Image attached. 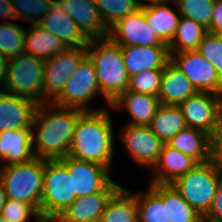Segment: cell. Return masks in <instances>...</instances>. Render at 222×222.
<instances>
[{"instance_id": "obj_11", "label": "cell", "mask_w": 222, "mask_h": 222, "mask_svg": "<svg viewBox=\"0 0 222 222\" xmlns=\"http://www.w3.org/2000/svg\"><path fill=\"white\" fill-rule=\"evenodd\" d=\"M170 61L190 80L199 92H211L222 97V80L215 67L197 50L170 53Z\"/></svg>"}, {"instance_id": "obj_1", "label": "cell", "mask_w": 222, "mask_h": 222, "mask_svg": "<svg viewBox=\"0 0 222 222\" xmlns=\"http://www.w3.org/2000/svg\"><path fill=\"white\" fill-rule=\"evenodd\" d=\"M82 112L77 108L61 107L53 103L38 105L32 123L35 157L56 160L68 156L75 125Z\"/></svg>"}, {"instance_id": "obj_3", "label": "cell", "mask_w": 222, "mask_h": 222, "mask_svg": "<svg viewBox=\"0 0 222 222\" xmlns=\"http://www.w3.org/2000/svg\"><path fill=\"white\" fill-rule=\"evenodd\" d=\"M86 48L95 67L100 95L110 107L129 88L121 46L107 36L90 39Z\"/></svg>"}, {"instance_id": "obj_44", "label": "cell", "mask_w": 222, "mask_h": 222, "mask_svg": "<svg viewBox=\"0 0 222 222\" xmlns=\"http://www.w3.org/2000/svg\"><path fill=\"white\" fill-rule=\"evenodd\" d=\"M144 1L146 3H144ZM173 0H138L140 7H145L148 5H153V4H164V3H171Z\"/></svg>"}, {"instance_id": "obj_31", "label": "cell", "mask_w": 222, "mask_h": 222, "mask_svg": "<svg viewBox=\"0 0 222 222\" xmlns=\"http://www.w3.org/2000/svg\"><path fill=\"white\" fill-rule=\"evenodd\" d=\"M163 205H166L167 222H203L171 184H163Z\"/></svg>"}, {"instance_id": "obj_20", "label": "cell", "mask_w": 222, "mask_h": 222, "mask_svg": "<svg viewBox=\"0 0 222 222\" xmlns=\"http://www.w3.org/2000/svg\"><path fill=\"white\" fill-rule=\"evenodd\" d=\"M129 77L148 69H164L170 62L168 46H121Z\"/></svg>"}, {"instance_id": "obj_5", "label": "cell", "mask_w": 222, "mask_h": 222, "mask_svg": "<svg viewBox=\"0 0 222 222\" xmlns=\"http://www.w3.org/2000/svg\"><path fill=\"white\" fill-rule=\"evenodd\" d=\"M45 159L34 157L25 163L0 165V179L6 198L34 206L40 213Z\"/></svg>"}, {"instance_id": "obj_28", "label": "cell", "mask_w": 222, "mask_h": 222, "mask_svg": "<svg viewBox=\"0 0 222 222\" xmlns=\"http://www.w3.org/2000/svg\"><path fill=\"white\" fill-rule=\"evenodd\" d=\"M28 30L25 33V53L45 60L67 48L59 38L37 24H31Z\"/></svg>"}, {"instance_id": "obj_33", "label": "cell", "mask_w": 222, "mask_h": 222, "mask_svg": "<svg viewBox=\"0 0 222 222\" xmlns=\"http://www.w3.org/2000/svg\"><path fill=\"white\" fill-rule=\"evenodd\" d=\"M95 4L108 29L141 8L138 0H95Z\"/></svg>"}, {"instance_id": "obj_30", "label": "cell", "mask_w": 222, "mask_h": 222, "mask_svg": "<svg viewBox=\"0 0 222 222\" xmlns=\"http://www.w3.org/2000/svg\"><path fill=\"white\" fill-rule=\"evenodd\" d=\"M208 33L207 28L194 20L181 17L168 45L170 53H178L186 50H197L203 37Z\"/></svg>"}, {"instance_id": "obj_37", "label": "cell", "mask_w": 222, "mask_h": 222, "mask_svg": "<svg viewBox=\"0 0 222 222\" xmlns=\"http://www.w3.org/2000/svg\"><path fill=\"white\" fill-rule=\"evenodd\" d=\"M197 51L213 64L222 80V34L208 32L201 40Z\"/></svg>"}, {"instance_id": "obj_40", "label": "cell", "mask_w": 222, "mask_h": 222, "mask_svg": "<svg viewBox=\"0 0 222 222\" xmlns=\"http://www.w3.org/2000/svg\"><path fill=\"white\" fill-rule=\"evenodd\" d=\"M209 33L222 34V0H215Z\"/></svg>"}, {"instance_id": "obj_32", "label": "cell", "mask_w": 222, "mask_h": 222, "mask_svg": "<svg viewBox=\"0 0 222 222\" xmlns=\"http://www.w3.org/2000/svg\"><path fill=\"white\" fill-rule=\"evenodd\" d=\"M26 30L14 22L0 23V53L12 58L25 52Z\"/></svg>"}, {"instance_id": "obj_13", "label": "cell", "mask_w": 222, "mask_h": 222, "mask_svg": "<svg viewBox=\"0 0 222 222\" xmlns=\"http://www.w3.org/2000/svg\"><path fill=\"white\" fill-rule=\"evenodd\" d=\"M72 175V194L76 198L103 191L113 180L107 166L70 156L59 159Z\"/></svg>"}, {"instance_id": "obj_6", "label": "cell", "mask_w": 222, "mask_h": 222, "mask_svg": "<svg viewBox=\"0 0 222 222\" xmlns=\"http://www.w3.org/2000/svg\"><path fill=\"white\" fill-rule=\"evenodd\" d=\"M44 59L22 53L8 59L2 91L43 103Z\"/></svg>"}, {"instance_id": "obj_7", "label": "cell", "mask_w": 222, "mask_h": 222, "mask_svg": "<svg viewBox=\"0 0 222 222\" xmlns=\"http://www.w3.org/2000/svg\"><path fill=\"white\" fill-rule=\"evenodd\" d=\"M187 127L208 134L222 148V97L197 92L178 104Z\"/></svg>"}, {"instance_id": "obj_17", "label": "cell", "mask_w": 222, "mask_h": 222, "mask_svg": "<svg viewBox=\"0 0 222 222\" xmlns=\"http://www.w3.org/2000/svg\"><path fill=\"white\" fill-rule=\"evenodd\" d=\"M38 104L0 89V131L32 128Z\"/></svg>"}, {"instance_id": "obj_15", "label": "cell", "mask_w": 222, "mask_h": 222, "mask_svg": "<svg viewBox=\"0 0 222 222\" xmlns=\"http://www.w3.org/2000/svg\"><path fill=\"white\" fill-rule=\"evenodd\" d=\"M90 40L108 36L109 29L103 22L95 0H55Z\"/></svg>"}, {"instance_id": "obj_18", "label": "cell", "mask_w": 222, "mask_h": 222, "mask_svg": "<svg viewBox=\"0 0 222 222\" xmlns=\"http://www.w3.org/2000/svg\"><path fill=\"white\" fill-rule=\"evenodd\" d=\"M37 25L59 38L67 48L86 47L89 43V39L56 2Z\"/></svg>"}, {"instance_id": "obj_43", "label": "cell", "mask_w": 222, "mask_h": 222, "mask_svg": "<svg viewBox=\"0 0 222 222\" xmlns=\"http://www.w3.org/2000/svg\"><path fill=\"white\" fill-rule=\"evenodd\" d=\"M35 222H64L60 216H47L40 214L36 217Z\"/></svg>"}, {"instance_id": "obj_2", "label": "cell", "mask_w": 222, "mask_h": 222, "mask_svg": "<svg viewBox=\"0 0 222 222\" xmlns=\"http://www.w3.org/2000/svg\"><path fill=\"white\" fill-rule=\"evenodd\" d=\"M109 109L83 111L75 125L68 156L107 166L111 170L114 132Z\"/></svg>"}, {"instance_id": "obj_35", "label": "cell", "mask_w": 222, "mask_h": 222, "mask_svg": "<svg viewBox=\"0 0 222 222\" xmlns=\"http://www.w3.org/2000/svg\"><path fill=\"white\" fill-rule=\"evenodd\" d=\"M11 2L18 20L37 24L50 10L55 0H11Z\"/></svg>"}, {"instance_id": "obj_25", "label": "cell", "mask_w": 222, "mask_h": 222, "mask_svg": "<svg viewBox=\"0 0 222 222\" xmlns=\"http://www.w3.org/2000/svg\"><path fill=\"white\" fill-rule=\"evenodd\" d=\"M170 3L153 4L144 7L146 21L157 37L169 45L175 35L181 15L174 11Z\"/></svg>"}, {"instance_id": "obj_4", "label": "cell", "mask_w": 222, "mask_h": 222, "mask_svg": "<svg viewBox=\"0 0 222 222\" xmlns=\"http://www.w3.org/2000/svg\"><path fill=\"white\" fill-rule=\"evenodd\" d=\"M222 181V149L209 161L196 164L171 185L203 218Z\"/></svg>"}, {"instance_id": "obj_26", "label": "cell", "mask_w": 222, "mask_h": 222, "mask_svg": "<svg viewBox=\"0 0 222 222\" xmlns=\"http://www.w3.org/2000/svg\"><path fill=\"white\" fill-rule=\"evenodd\" d=\"M99 222H139L136 193L121 186L109 199Z\"/></svg>"}, {"instance_id": "obj_34", "label": "cell", "mask_w": 222, "mask_h": 222, "mask_svg": "<svg viewBox=\"0 0 222 222\" xmlns=\"http://www.w3.org/2000/svg\"><path fill=\"white\" fill-rule=\"evenodd\" d=\"M215 0H173L171 3L185 17L210 28Z\"/></svg>"}, {"instance_id": "obj_45", "label": "cell", "mask_w": 222, "mask_h": 222, "mask_svg": "<svg viewBox=\"0 0 222 222\" xmlns=\"http://www.w3.org/2000/svg\"><path fill=\"white\" fill-rule=\"evenodd\" d=\"M6 200H7V198H6L4 186H3V183L0 179V214H1V211L4 207V205H5Z\"/></svg>"}, {"instance_id": "obj_16", "label": "cell", "mask_w": 222, "mask_h": 222, "mask_svg": "<svg viewBox=\"0 0 222 222\" xmlns=\"http://www.w3.org/2000/svg\"><path fill=\"white\" fill-rule=\"evenodd\" d=\"M120 187L112 181L103 191L76 198L61 219L64 222H99L109 199Z\"/></svg>"}, {"instance_id": "obj_39", "label": "cell", "mask_w": 222, "mask_h": 222, "mask_svg": "<svg viewBox=\"0 0 222 222\" xmlns=\"http://www.w3.org/2000/svg\"><path fill=\"white\" fill-rule=\"evenodd\" d=\"M203 222H222V181L216 189L212 205L203 217Z\"/></svg>"}, {"instance_id": "obj_12", "label": "cell", "mask_w": 222, "mask_h": 222, "mask_svg": "<svg viewBox=\"0 0 222 222\" xmlns=\"http://www.w3.org/2000/svg\"><path fill=\"white\" fill-rule=\"evenodd\" d=\"M119 133V139L133 161L142 167L154 168L164 143L150 127L126 124Z\"/></svg>"}, {"instance_id": "obj_19", "label": "cell", "mask_w": 222, "mask_h": 222, "mask_svg": "<svg viewBox=\"0 0 222 222\" xmlns=\"http://www.w3.org/2000/svg\"><path fill=\"white\" fill-rule=\"evenodd\" d=\"M167 144L198 163L209 161L222 149L208 134L192 127L182 129Z\"/></svg>"}, {"instance_id": "obj_8", "label": "cell", "mask_w": 222, "mask_h": 222, "mask_svg": "<svg viewBox=\"0 0 222 222\" xmlns=\"http://www.w3.org/2000/svg\"><path fill=\"white\" fill-rule=\"evenodd\" d=\"M75 200L67 167L59 159H45L40 214L61 216Z\"/></svg>"}, {"instance_id": "obj_21", "label": "cell", "mask_w": 222, "mask_h": 222, "mask_svg": "<svg viewBox=\"0 0 222 222\" xmlns=\"http://www.w3.org/2000/svg\"><path fill=\"white\" fill-rule=\"evenodd\" d=\"M35 157L32 148V128L0 131V160L5 165L25 163Z\"/></svg>"}, {"instance_id": "obj_23", "label": "cell", "mask_w": 222, "mask_h": 222, "mask_svg": "<svg viewBox=\"0 0 222 222\" xmlns=\"http://www.w3.org/2000/svg\"><path fill=\"white\" fill-rule=\"evenodd\" d=\"M160 104L158 96L127 90L113 101L110 107L114 110L127 109L132 118L128 124L149 126Z\"/></svg>"}, {"instance_id": "obj_9", "label": "cell", "mask_w": 222, "mask_h": 222, "mask_svg": "<svg viewBox=\"0 0 222 222\" xmlns=\"http://www.w3.org/2000/svg\"><path fill=\"white\" fill-rule=\"evenodd\" d=\"M100 94L96 71L91 58L86 55L79 63L76 71L65 84L61 95L53 104L61 107L77 108L83 111H96L87 104Z\"/></svg>"}, {"instance_id": "obj_41", "label": "cell", "mask_w": 222, "mask_h": 222, "mask_svg": "<svg viewBox=\"0 0 222 222\" xmlns=\"http://www.w3.org/2000/svg\"><path fill=\"white\" fill-rule=\"evenodd\" d=\"M2 17L10 22H12L11 19H17L11 0H0V19Z\"/></svg>"}, {"instance_id": "obj_10", "label": "cell", "mask_w": 222, "mask_h": 222, "mask_svg": "<svg viewBox=\"0 0 222 222\" xmlns=\"http://www.w3.org/2000/svg\"><path fill=\"white\" fill-rule=\"evenodd\" d=\"M86 55V47H68L44 60L43 103H53L61 95L66 82Z\"/></svg>"}, {"instance_id": "obj_36", "label": "cell", "mask_w": 222, "mask_h": 222, "mask_svg": "<svg viewBox=\"0 0 222 222\" xmlns=\"http://www.w3.org/2000/svg\"><path fill=\"white\" fill-rule=\"evenodd\" d=\"M163 69H148L130 77L129 91L158 96Z\"/></svg>"}, {"instance_id": "obj_14", "label": "cell", "mask_w": 222, "mask_h": 222, "mask_svg": "<svg viewBox=\"0 0 222 222\" xmlns=\"http://www.w3.org/2000/svg\"><path fill=\"white\" fill-rule=\"evenodd\" d=\"M108 37L120 46H168L147 23L144 7L113 24Z\"/></svg>"}, {"instance_id": "obj_24", "label": "cell", "mask_w": 222, "mask_h": 222, "mask_svg": "<svg viewBox=\"0 0 222 222\" xmlns=\"http://www.w3.org/2000/svg\"><path fill=\"white\" fill-rule=\"evenodd\" d=\"M197 92L185 74L178 70L171 61L164 67L158 95L161 104L178 105Z\"/></svg>"}, {"instance_id": "obj_27", "label": "cell", "mask_w": 222, "mask_h": 222, "mask_svg": "<svg viewBox=\"0 0 222 222\" xmlns=\"http://www.w3.org/2000/svg\"><path fill=\"white\" fill-rule=\"evenodd\" d=\"M149 127L163 143H168L187 125L178 105L160 104Z\"/></svg>"}, {"instance_id": "obj_42", "label": "cell", "mask_w": 222, "mask_h": 222, "mask_svg": "<svg viewBox=\"0 0 222 222\" xmlns=\"http://www.w3.org/2000/svg\"><path fill=\"white\" fill-rule=\"evenodd\" d=\"M7 64H8V58H6L0 53V85L2 89L4 88L6 82Z\"/></svg>"}, {"instance_id": "obj_29", "label": "cell", "mask_w": 222, "mask_h": 222, "mask_svg": "<svg viewBox=\"0 0 222 222\" xmlns=\"http://www.w3.org/2000/svg\"><path fill=\"white\" fill-rule=\"evenodd\" d=\"M139 222H167L163 184L151 183L145 194L136 192Z\"/></svg>"}, {"instance_id": "obj_38", "label": "cell", "mask_w": 222, "mask_h": 222, "mask_svg": "<svg viewBox=\"0 0 222 222\" xmlns=\"http://www.w3.org/2000/svg\"><path fill=\"white\" fill-rule=\"evenodd\" d=\"M0 215L9 222H28L31 216L36 218L40 213L30 204L7 199Z\"/></svg>"}, {"instance_id": "obj_46", "label": "cell", "mask_w": 222, "mask_h": 222, "mask_svg": "<svg viewBox=\"0 0 222 222\" xmlns=\"http://www.w3.org/2000/svg\"><path fill=\"white\" fill-rule=\"evenodd\" d=\"M0 222H9V221L0 215Z\"/></svg>"}, {"instance_id": "obj_22", "label": "cell", "mask_w": 222, "mask_h": 222, "mask_svg": "<svg viewBox=\"0 0 222 222\" xmlns=\"http://www.w3.org/2000/svg\"><path fill=\"white\" fill-rule=\"evenodd\" d=\"M198 162L177 149L164 143L160 158L152 170H156V175L151 183L172 184L177 178L186 174Z\"/></svg>"}]
</instances>
